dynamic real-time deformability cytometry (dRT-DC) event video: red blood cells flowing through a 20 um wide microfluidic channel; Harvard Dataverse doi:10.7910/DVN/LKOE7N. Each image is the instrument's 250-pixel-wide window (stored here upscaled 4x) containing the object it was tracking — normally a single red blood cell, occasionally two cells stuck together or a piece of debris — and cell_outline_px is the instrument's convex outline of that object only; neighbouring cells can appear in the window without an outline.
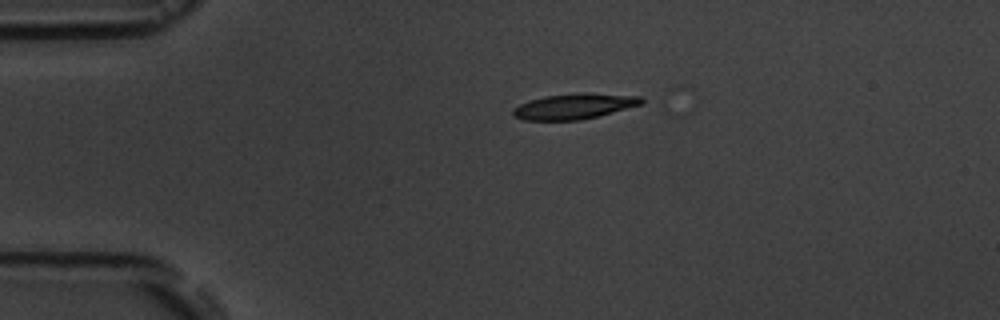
{"species": "common noctule bat (a hibernating species)", "species_latin": "Nyctalus noctula", "temperature_condition": "room temperature", "stored_images_in_passage": 4, "camera_frame_rate_fps": 3000, "um_per_image_px": 0.085, "animal": {"sex": "male", "body_mass_g": 19.5, "forearm_length_mm": 54.6}, "frame": {"image": 1, "passage_image": 3, "time_ms": 3.333, "image_size_px": [1000, 320], "cell_outline_px": [[644, 104], [580, 120], [524, 120], [512, 116], [512, 108], [528, 100], [544, 96], [580, 92], [640, 96], [644, 100]], "centroid_in_image_um": [48.78, 9.03], "position_along_channel_um": 36.2, "area_um2": 19.19}}